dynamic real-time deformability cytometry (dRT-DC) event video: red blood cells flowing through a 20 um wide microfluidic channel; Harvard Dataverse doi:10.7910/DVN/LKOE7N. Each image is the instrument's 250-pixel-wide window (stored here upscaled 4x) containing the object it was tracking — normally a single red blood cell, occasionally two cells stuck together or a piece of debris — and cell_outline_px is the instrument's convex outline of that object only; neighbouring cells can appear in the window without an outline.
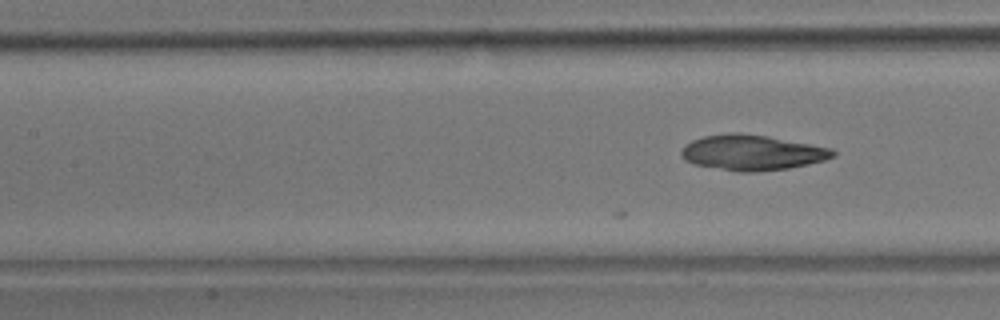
{"species": "common noctule bat (a hibernating species)", "species_latin": "Nyctalus noctula", "temperature_condition": "room temperature", "stored_images_in_passage": 8, "camera_frame_rate_fps": 3000, "um_per_image_px": 0.085, "animal": {"sex": "male", "body_mass_g": 17.9}, "frame": {"image": 1, "passage_image": 8, "time_ms": 2.333, "image_size_px": [1000, 320], "cell_outline_px": [[836, 156], [824, 160], [808, 164], [788, 168], [756, 172], [736, 172], [692, 164], [684, 160], [680, 156], [680, 152], [684, 144], [692, 140], [704, 136], [728, 132], [740, 132], [768, 136], [832, 148], [836, 152]], "centroid_in_image_um": [63.88, 12.97], "position_along_channel_um": 143.5, "area_um2": 31.67}}